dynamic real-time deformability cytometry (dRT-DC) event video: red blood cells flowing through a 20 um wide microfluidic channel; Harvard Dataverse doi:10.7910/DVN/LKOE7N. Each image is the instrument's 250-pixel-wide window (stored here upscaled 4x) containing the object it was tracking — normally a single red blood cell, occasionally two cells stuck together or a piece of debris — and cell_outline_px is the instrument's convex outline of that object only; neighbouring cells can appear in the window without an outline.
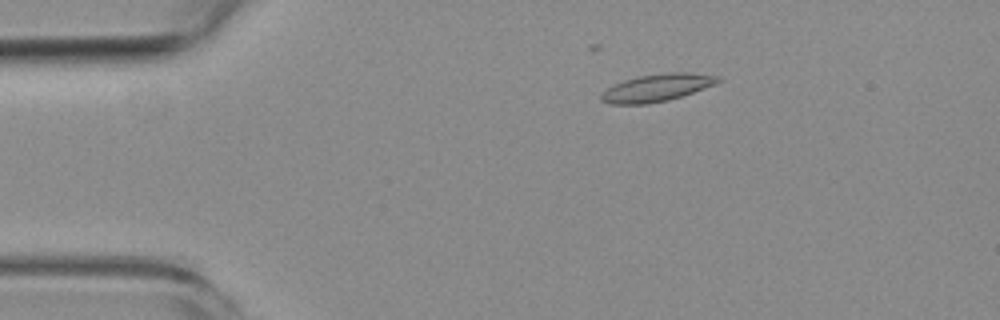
{"species": "common noctule bat (a hibernating species)", "species_latin": "Nyctalus noctula", "temperature_condition": "room temperature", "stored_images_in_passage": 6, "camera_frame_rate_fps": 3000, "um_per_image_px": 0.085, "animal": {"sex": "female", "body_mass_g": 19.3, "forearm_length_mm": 54.1}, "frame": {"image": 1, "passage_image": 2, "time_ms": 1.333, "image_size_px": [1000, 320], "cell_outline_px": [[724, 80], [716, 84], [668, 100], [648, 104], [612, 104], [600, 100], [600, 96], [608, 88], [624, 80], [636, 76], [668, 72], [692, 72], [720, 76]], "centroid_in_image_um": [55.89, 7.44], "position_along_channel_um": 29.1, "area_um2": 18.67}}
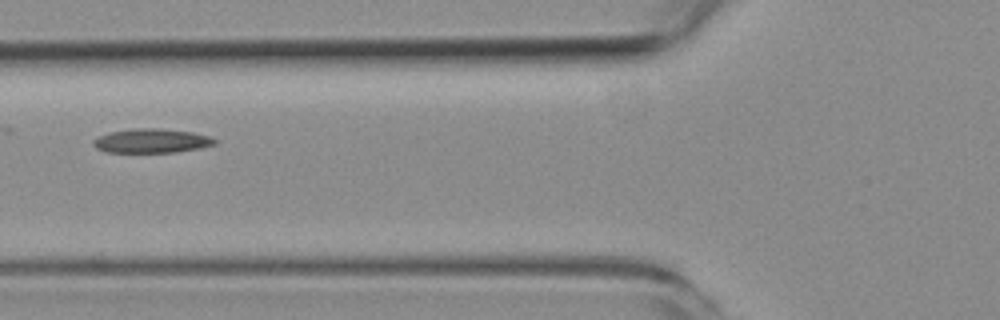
{"frame": {"image": 2, "passage_image": 5, "time_ms": 5.0, "image_size_px": [1000, 320], "cell_outline_px": [[216, 144], [200, 148], [172, 152], [104, 152], [96, 148], [92, 144], [92, 140], [108, 132], [132, 128], [160, 128], [192, 132], [208, 136], [216, 140]], "centroid_in_image_um": [12.84, 11.96], "position_along_channel_um": 113.0, "area_um2": 17.11}}
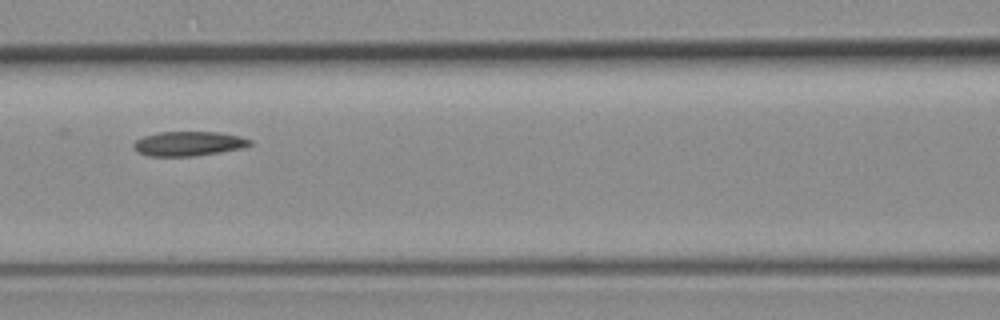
{"frame": {"image": 3, "passage_image": 6, "time_ms": 6.0, "image_size_px": [1000, 320], "cell_outline_px": [[252, 144], [240, 148], [220, 152], [196, 156], [148, 156], [140, 152], [132, 144], [136, 140], [144, 136], [160, 132], [216, 132], [240, 136], [252, 140]], "centroid_in_image_um": [16.04, 12.21], "position_along_channel_um": 150.6, "area_um2": 16.42}}